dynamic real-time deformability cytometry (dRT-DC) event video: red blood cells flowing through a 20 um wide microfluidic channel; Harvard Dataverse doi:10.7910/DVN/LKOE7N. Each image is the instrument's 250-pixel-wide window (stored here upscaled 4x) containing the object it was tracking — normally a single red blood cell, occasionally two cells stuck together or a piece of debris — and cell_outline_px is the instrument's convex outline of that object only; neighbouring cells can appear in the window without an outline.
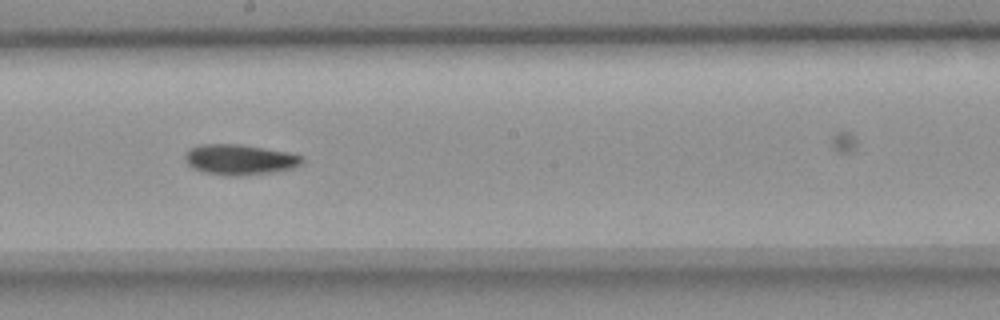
{"species": "common noctule bat (a hibernating species)", "species_latin": "Nyctalus noctula", "temperature_condition": "room temperature", "stored_images_in_passage": 20, "camera_frame_rate_fps": 3000, "um_per_image_px": 0.085, "animal": {"sex": "female", "body_mass_g": 18.4}, "frame": {"image": 1, "passage_image": 17, "time_ms": 5.333, "image_size_px": [1000, 320], "cell_outline_px": [[304, 164], [292, 168], [272, 172], [244, 176], [224, 176], [204, 172], [192, 168], [188, 164], [184, 156], [188, 148], [200, 144], [240, 144], [288, 152], [304, 156]], "centroid_in_image_um": [20.38, 13.57], "position_along_channel_um": 227.8, "area_um2": 21.1}}